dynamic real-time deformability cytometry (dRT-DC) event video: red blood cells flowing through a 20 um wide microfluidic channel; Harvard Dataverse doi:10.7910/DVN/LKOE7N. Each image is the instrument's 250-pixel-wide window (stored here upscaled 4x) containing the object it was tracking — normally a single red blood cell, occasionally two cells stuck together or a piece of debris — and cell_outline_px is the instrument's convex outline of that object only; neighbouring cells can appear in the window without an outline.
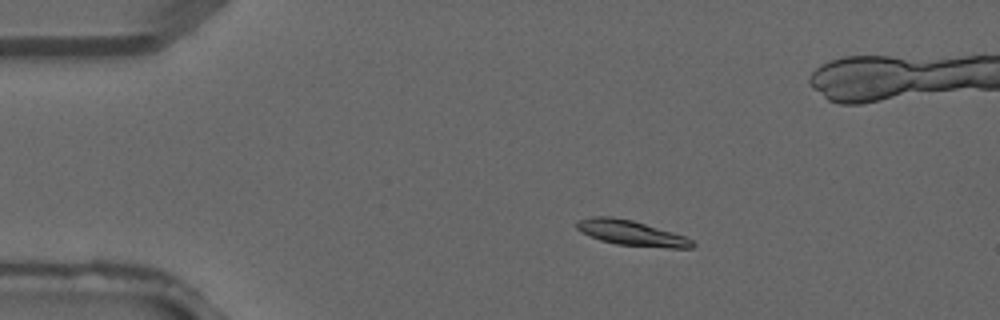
{"species": "common noctule bat (a hibernating species)", "species_latin": "Nyctalus noctula", "temperature_condition": "warm", "stored_images_in_passage": 3, "camera_frame_rate_fps": 3000, "um_per_image_px": 0.085, "animal": {"sex": "male", "forearm_length_mm": 52.5}, "frame": {"image": 1, "passage_image": 2, "time_ms": 0.333, "image_size_px": [1000, 320], "cell_outline_px": [[696, 244], [692, 248], [668, 248], [616, 244], [600, 240], [580, 232], [576, 228], [576, 220], [592, 216], [612, 216], [632, 220], [672, 232], [684, 236], [692, 240]], "centroid_in_image_um": [53.62, 19.8], "position_along_channel_um": 31.4, "area_um2": 16.99}}